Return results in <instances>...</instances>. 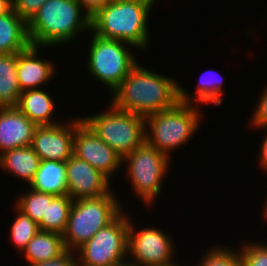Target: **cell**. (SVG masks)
<instances>
[{
	"label": "cell",
	"instance_id": "obj_9",
	"mask_svg": "<svg viewBox=\"0 0 267 266\" xmlns=\"http://www.w3.org/2000/svg\"><path fill=\"white\" fill-rule=\"evenodd\" d=\"M125 211L75 251L78 266H112L128 258L130 214Z\"/></svg>",
	"mask_w": 267,
	"mask_h": 266
},
{
	"label": "cell",
	"instance_id": "obj_27",
	"mask_svg": "<svg viewBox=\"0 0 267 266\" xmlns=\"http://www.w3.org/2000/svg\"><path fill=\"white\" fill-rule=\"evenodd\" d=\"M245 241L238 248L242 266H267V242Z\"/></svg>",
	"mask_w": 267,
	"mask_h": 266
},
{
	"label": "cell",
	"instance_id": "obj_31",
	"mask_svg": "<svg viewBox=\"0 0 267 266\" xmlns=\"http://www.w3.org/2000/svg\"><path fill=\"white\" fill-rule=\"evenodd\" d=\"M84 12L92 18L97 14L108 2L107 0H77Z\"/></svg>",
	"mask_w": 267,
	"mask_h": 266
},
{
	"label": "cell",
	"instance_id": "obj_16",
	"mask_svg": "<svg viewBox=\"0 0 267 266\" xmlns=\"http://www.w3.org/2000/svg\"><path fill=\"white\" fill-rule=\"evenodd\" d=\"M56 108L53 96L44 88L23 91L18 98L17 109L37 126L61 123L54 116Z\"/></svg>",
	"mask_w": 267,
	"mask_h": 266
},
{
	"label": "cell",
	"instance_id": "obj_37",
	"mask_svg": "<svg viewBox=\"0 0 267 266\" xmlns=\"http://www.w3.org/2000/svg\"><path fill=\"white\" fill-rule=\"evenodd\" d=\"M123 1H130V0H107L108 3L123 2Z\"/></svg>",
	"mask_w": 267,
	"mask_h": 266
},
{
	"label": "cell",
	"instance_id": "obj_25",
	"mask_svg": "<svg viewBox=\"0 0 267 266\" xmlns=\"http://www.w3.org/2000/svg\"><path fill=\"white\" fill-rule=\"evenodd\" d=\"M13 208L15 218L10 225V240L11 245L15 246L17 252H23L29 241L37 234L39 231L38 224L33 221L29 216L20 211L13 203Z\"/></svg>",
	"mask_w": 267,
	"mask_h": 266
},
{
	"label": "cell",
	"instance_id": "obj_7",
	"mask_svg": "<svg viewBox=\"0 0 267 266\" xmlns=\"http://www.w3.org/2000/svg\"><path fill=\"white\" fill-rule=\"evenodd\" d=\"M91 33L85 64L87 73L106 86L108 94H112L139 62L134 53L137 49L120 40L106 39Z\"/></svg>",
	"mask_w": 267,
	"mask_h": 266
},
{
	"label": "cell",
	"instance_id": "obj_23",
	"mask_svg": "<svg viewBox=\"0 0 267 266\" xmlns=\"http://www.w3.org/2000/svg\"><path fill=\"white\" fill-rule=\"evenodd\" d=\"M73 199L69 195L56 196L52 201H47L46 217L38 224L40 231L56 232L63 234Z\"/></svg>",
	"mask_w": 267,
	"mask_h": 266
},
{
	"label": "cell",
	"instance_id": "obj_30",
	"mask_svg": "<svg viewBox=\"0 0 267 266\" xmlns=\"http://www.w3.org/2000/svg\"><path fill=\"white\" fill-rule=\"evenodd\" d=\"M32 266H78L77 256L74 251L66 250L57 258L38 262Z\"/></svg>",
	"mask_w": 267,
	"mask_h": 266
},
{
	"label": "cell",
	"instance_id": "obj_4",
	"mask_svg": "<svg viewBox=\"0 0 267 266\" xmlns=\"http://www.w3.org/2000/svg\"><path fill=\"white\" fill-rule=\"evenodd\" d=\"M199 107L180 101L170 109L147 115L145 142L171 159V153L184 148L200 129L204 113Z\"/></svg>",
	"mask_w": 267,
	"mask_h": 266
},
{
	"label": "cell",
	"instance_id": "obj_21",
	"mask_svg": "<svg viewBox=\"0 0 267 266\" xmlns=\"http://www.w3.org/2000/svg\"><path fill=\"white\" fill-rule=\"evenodd\" d=\"M66 250L61 234L39 230L23 250L21 258H24L26 265L32 266L57 258Z\"/></svg>",
	"mask_w": 267,
	"mask_h": 266
},
{
	"label": "cell",
	"instance_id": "obj_13",
	"mask_svg": "<svg viewBox=\"0 0 267 266\" xmlns=\"http://www.w3.org/2000/svg\"><path fill=\"white\" fill-rule=\"evenodd\" d=\"M68 195L74 200L99 198L113 189L112 181L85 160L74 155L66 161Z\"/></svg>",
	"mask_w": 267,
	"mask_h": 266
},
{
	"label": "cell",
	"instance_id": "obj_22",
	"mask_svg": "<svg viewBox=\"0 0 267 266\" xmlns=\"http://www.w3.org/2000/svg\"><path fill=\"white\" fill-rule=\"evenodd\" d=\"M21 93L17 76V53H0V110L17 109Z\"/></svg>",
	"mask_w": 267,
	"mask_h": 266
},
{
	"label": "cell",
	"instance_id": "obj_12",
	"mask_svg": "<svg viewBox=\"0 0 267 266\" xmlns=\"http://www.w3.org/2000/svg\"><path fill=\"white\" fill-rule=\"evenodd\" d=\"M67 119L55 125L36 127L31 146L41 160L66 162L72 157L75 117Z\"/></svg>",
	"mask_w": 267,
	"mask_h": 266
},
{
	"label": "cell",
	"instance_id": "obj_8",
	"mask_svg": "<svg viewBox=\"0 0 267 266\" xmlns=\"http://www.w3.org/2000/svg\"><path fill=\"white\" fill-rule=\"evenodd\" d=\"M108 104L105 110L81 117L123 159L145 142V117Z\"/></svg>",
	"mask_w": 267,
	"mask_h": 266
},
{
	"label": "cell",
	"instance_id": "obj_14",
	"mask_svg": "<svg viewBox=\"0 0 267 266\" xmlns=\"http://www.w3.org/2000/svg\"><path fill=\"white\" fill-rule=\"evenodd\" d=\"M43 49L44 47L30 45L17 53V76L21 92L44 88L55 79L53 77H56L57 65L41 56Z\"/></svg>",
	"mask_w": 267,
	"mask_h": 266
},
{
	"label": "cell",
	"instance_id": "obj_2",
	"mask_svg": "<svg viewBox=\"0 0 267 266\" xmlns=\"http://www.w3.org/2000/svg\"><path fill=\"white\" fill-rule=\"evenodd\" d=\"M31 45L48 48L73 44L91 32V18L77 0H47L27 23Z\"/></svg>",
	"mask_w": 267,
	"mask_h": 266
},
{
	"label": "cell",
	"instance_id": "obj_6",
	"mask_svg": "<svg viewBox=\"0 0 267 266\" xmlns=\"http://www.w3.org/2000/svg\"><path fill=\"white\" fill-rule=\"evenodd\" d=\"M171 162L167 155L146 142L122 159L125 175L130 180L131 192L145 206L153 207L163 192L162 185L168 179Z\"/></svg>",
	"mask_w": 267,
	"mask_h": 266
},
{
	"label": "cell",
	"instance_id": "obj_3",
	"mask_svg": "<svg viewBox=\"0 0 267 266\" xmlns=\"http://www.w3.org/2000/svg\"><path fill=\"white\" fill-rule=\"evenodd\" d=\"M157 1L130 0L107 3L91 18V31L102 38L120 40L139 51H146L151 44L149 15Z\"/></svg>",
	"mask_w": 267,
	"mask_h": 266
},
{
	"label": "cell",
	"instance_id": "obj_15",
	"mask_svg": "<svg viewBox=\"0 0 267 266\" xmlns=\"http://www.w3.org/2000/svg\"><path fill=\"white\" fill-rule=\"evenodd\" d=\"M37 125L18 109L0 110V155L30 146Z\"/></svg>",
	"mask_w": 267,
	"mask_h": 266
},
{
	"label": "cell",
	"instance_id": "obj_24",
	"mask_svg": "<svg viewBox=\"0 0 267 266\" xmlns=\"http://www.w3.org/2000/svg\"><path fill=\"white\" fill-rule=\"evenodd\" d=\"M56 196L48 193L38 192L27 188L15 197L14 205L39 224L46 217L47 201H52Z\"/></svg>",
	"mask_w": 267,
	"mask_h": 266
},
{
	"label": "cell",
	"instance_id": "obj_33",
	"mask_svg": "<svg viewBox=\"0 0 267 266\" xmlns=\"http://www.w3.org/2000/svg\"><path fill=\"white\" fill-rule=\"evenodd\" d=\"M13 6L7 0H0V16L9 13Z\"/></svg>",
	"mask_w": 267,
	"mask_h": 266
},
{
	"label": "cell",
	"instance_id": "obj_19",
	"mask_svg": "<svg viewBox=\"0 0 267 266\" xmlns=\"http://www.w3.org/2000/svg\"><path fill=\"white\" fill-rule=\"evenodd\" d=\"M27 23L12 9L0 16V53H20L30 46Z\"/></svg>",
	"mask_w": 267,
	"mask_h": 266
},
{
	"label": "cell",
	"instance_id": "obj_36",
	"mask_svg": "<svg viewBox=\"0 0 267 266\" xmlns=\"http://www.w3.org/2000/svg\"><path fill=\"white\" fill-rule=\"evenodd\" d=\"M163 266H184L183 264L181 265L179 262L177 263V260L171 264L168 265H163Z\"/></svg>",
	"mask_w": 267,
	"mask_h": 266
},
{
	"label": "cell",
	"instance_id": "obj_38",
	"mask_svg": "<svg viewBox=\"0 0 267 266\" xmlns=\"http://www.w3.org/2000/svg\"><path fill=\"white\" fill-rule=\"evenodd\" d=\"M7 1L13 6L15 0H7Z\"/></svg>",
	"mask_w": 267,
	"mask_h": 266
},
{
	"label": "cell",
	"instance_id": "obj_17",
	"mask_svg": "<svg viewBox=\"0 0 267 266\" xmlns=\"http://www.w3.org/2000/svg\"><path fill=\"white\" fill-rule=\"evenodd\" d=\"M222 76L221 73L212 68L204 71L199 76L195 93L193 91L191 93L187 92L186 87L180 86V101L200 106L201 104L221 106L225 91L222 88L224 87L225 77L223 79Z\"/></svg>",
	"mask_w": 267,
	"mask_h": 266
},
{
	"label": "cell",
	"instance_id": "obj_34",
	"mask_svg": "<svg viewBox=\"0 0 267 266\" xmlns=\"http://www.w3.org/2000/svg\"><path fill=\"white\" fill-rule=\"evenodd\" d=\"M112 266H137V265L127 258L126 260L120 263L114 264Z\"/></svg>",
	"mask_w": 267,
	"mask_h": 266
},
{
	"label": "cell",
	"instance_id": "obj_10",
	"mask_svg": "<svg viewBox=\"0 0 267 266\" xmlns=\"http://www.w3.org/2000/svg\"><path fill=\"white\" fill-rule=\"evenodd\" d=\"M129 219L128 259L137 266H163L175 262L177 248L168 232L155 226H135ZM138 227V228H137ZM175 259V260H174Z\"/></svg>",
	"mask_w": 267,
	"mask_h": 266
},
{
	"label": "cell",
	"instance_id": "obj_35",
	"mask_svg": "<svg viewBox=\"0 0 267 266\" xmlns=\"http://www.w3.org/2000/svg\"><path fill=\"white\" fill-rule=\"evenodd\" d=\"M264 205H263V209L261 210L262 211V218H264L263 220H266L267 222V193H266V196L264 198Z\"/></svg>",
	"mask_w": 267,
	"mask_h": 266
},
{
	"label": "cell",
	"instance_id": "obj_20",
	"mask_svg": "<svg viewBox=\"0 0 267 266\" xmlns=\"http://www.w3.org/2000/svg\"><path fill=\"white\" fill-rule=\"evenodd\" d=\"M28 187L54 196L68 195L66 162L41 160L39 169Z\"/></svg>",
	"mask_w": 267,
	"mask_h": 266
},
{
	"label": "cell",
	"instance_id": "obj_26",
	"mask_svg": "<svg viewBox=\"0 0 267 266\" xmlns=\"http://www.w3.org/2000/svg\"><path fill=\"white\" fill-rule=\"evenodd\" d=\"M203 252L195 266H242L238 247L214 245Z\"/></svg>",
	"mask_w": 267,
	"mask_h": 266
},
{
	"label": "cell",
	"instance_id": "obj_32",
	"mask_svg": "<svg viewBox=\"0 0 267 266\" xmlns=\"http://www.w3.org/2000/svg\"><path fill=\"white\" fill-rule=\"evenodd\" d=\"M265 134L262 138H261V142H260V151H259V155L258 158L259 160H257V162H259L258 167L260 166V170L262 171V173H266L267 174V130H264Z\"/></svg>",
	"mask_w": 267,
	"mask_h": 266
},
{
	"label": "cell",
	"instance_id": "obj_29",
	"mask_svg": "<svg viewBox=\"0 0 267 266\" xmlns=\"http://www.w3.org/2000/svg\"><path fill=\"white\" fill-rule=\"evenodd\" d=\"M47 0H15L14 11L28 23Z\"/></svg>",
	"mask_w": 267,
	"mask_h": 266
},
{
	"label": "cell",
	"instance_id": "obj_28",
	"mask_svg": "<svg viewBox=\"0 0 267 266\" xmlns=\"http://www.w3.org/2000/svg\"><path fill=\"white\" fill-rule=\"evenodd\" d=\"M260 97H258L259 100L256 102V106L253 109L252 116L249 119L250 123L248 127H252L255 130H262V133L264 130H267V84L264 85L263 90L261 93L259 92Z\"/></svg>",
	"mask_w": 267,
	"mask_h": 266
},
{
	"label": "cell",
	"instance_id": "obj_18",
	"mask_svg": "<svg viewBox=\"0 0 267 266\" xmlns=\"http://www.w3.org/2000/svg\"><path fill=\"white\" fill-rule=\"evenodd\" d=\"M40 162L41 159L30 145L3 152L0 155V170L23 180L27 187L39 169Z\"/></svg>",
	"mask_w": 267,
	"mask_h": 266
},
{
	"label": "cell",
	"instance_id": "obj_5",
	"mask_svg": "<svg viewBox=\"0 0 267 266\" xmlns=\"http://www.w3.org/2000/svg\"><path fill=\"white\" fill-rule=\"evenodd\" d=\"M113 192L115 191L99 198L73 201L66 229L62 234L67 250L75 252L125 210L120 203L121 199Z\"/></svg>",
	"mask_w": 267,
	"mask_h": 266
},
{
	"label": "cell",
	"instance_id": "obj_11",
	"mask_svg": "<svg viewBox=\"0 0 267 266\" xmlns=\"http://www.w3.org/2000/svg\"><path fill=\"white\" fill-rule=\"evenodd\" d=\"M73 155L95 167L110 181L122 168V158L97 136L81 116L75 117Z\"/></svg>",
	"mask_w": 267,
	"mask_h": 266
},
{
	"label": "cell",
	"instance_id": "obj_1",
	"mask_svg": "<svg viewBox=\"0 0 267 266\" xmlns=\"http://www.w3.org/2000/svg\"><path fill=\"white\" fill-rule=\"evenodd\" d=\"M161 73L139 61L107 100L122 111L144 117L170 109L180 102L182 83Z\"/></svg>",
	"mask_w": 267,
	"mask_h": 266
}]
</instances>
